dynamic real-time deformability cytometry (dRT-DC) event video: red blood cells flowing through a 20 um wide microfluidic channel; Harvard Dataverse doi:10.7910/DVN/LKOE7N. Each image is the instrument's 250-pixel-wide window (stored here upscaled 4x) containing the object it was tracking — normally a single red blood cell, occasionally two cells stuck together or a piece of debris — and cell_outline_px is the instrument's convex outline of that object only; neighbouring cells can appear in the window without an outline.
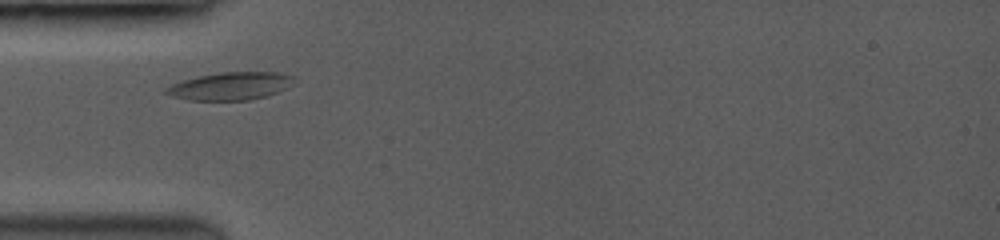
{"species": "common noctule bat (a hibernating species)", "species_latin": "Nyctalus noctula", "temperature_condition": "room temperature", "stored_images_in_passage": 7, "camera_frame_rate_fps": 3500, "um_per_image_px": 0.085, "animal": {"sex": "female", "body_mass_g": 19.0, "forearm_length_mm": 53.3}, "frame": {"image": 1, "passage_image": 1, "time_ms": 0.0, "image_size_px": [1000, 240], "cell_outline_px": [[292, 76], [276, 92], [264, 96], [248, 100], [192, 100], [176, 96], [164, 92], [164, 88], [172, 84], [196, 76], [220, 72], [276, 72]], "centroid_in_image_um": [19.44, 7.31], "position_along_channel_um": 65.6, "area_um2": 19.77}}
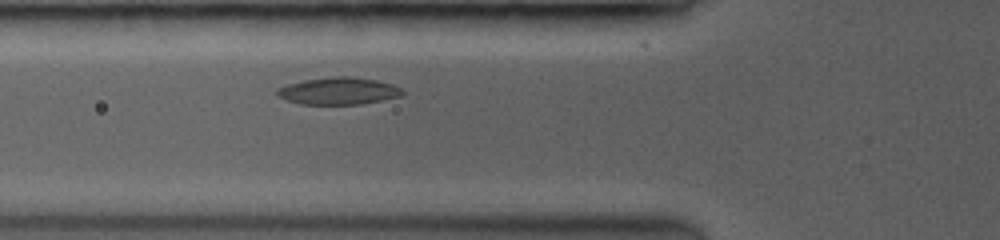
{"frame": {"image": 2, "passage_image": 5, "time_ms": 0.857, "image_size_px": [1000, 240], "cell_outline_px": [[404, 92], [400, 96], [360, 104], [300, 104], [288, 100], [280, 96], [276, 92], [280, 88], [288, 84], [304, 80], [328, 76], [348, 76], [376, 80], [392, 84], [400, 88]], "centroid_in_image_um": [28.78, 7.72], "position_along_channel_um": 97.0, "area_um2": 19.54}}